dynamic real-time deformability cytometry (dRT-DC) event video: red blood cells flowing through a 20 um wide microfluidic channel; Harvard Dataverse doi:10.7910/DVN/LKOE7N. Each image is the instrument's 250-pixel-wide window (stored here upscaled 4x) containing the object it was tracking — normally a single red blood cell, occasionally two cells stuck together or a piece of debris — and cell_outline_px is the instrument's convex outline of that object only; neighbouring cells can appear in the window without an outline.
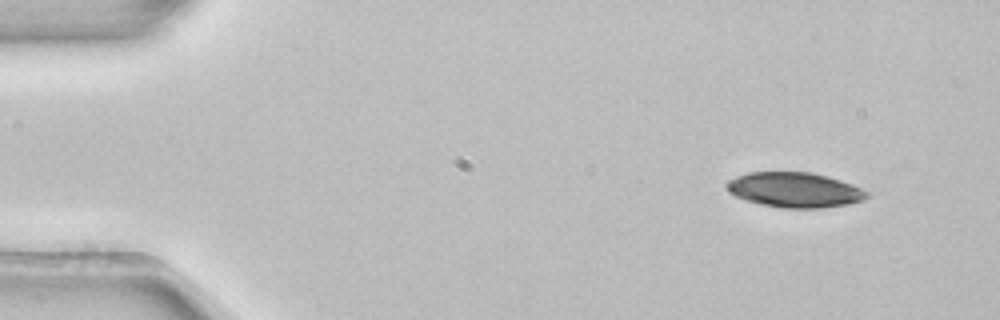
{"species": "common noctule bat (a hibernating species)", "species_latin": "Nyctalus noctula", "temperature_condition": "room temperature", "stored_images_in_passage": 4, "camera_frame_rate_fps": 3000, "um_per_image_px": 0.085, "animal": {"sex": "female", "body_mass_g": 22.7, "forearm_length_mm": 54.2}, "frame": {"image": 1, "passage_image": 1, "time_ms": 0.0, "image_size_px": [1000, 320], "cell_outline_px": [[872, 196], [864, 200], [848, 204], [820, 208], [784, 208], [760, 204], [744, 200], [728, 192], [728, 180], [736, 176], [748, 172], [812, 172], [828, 176], [840, 180], [860, 188], [868, 192]], "centroid_in_image_um": [67.56, 16.14], "position_along_channel_um": 17.4, "area_um2": 28.67}}
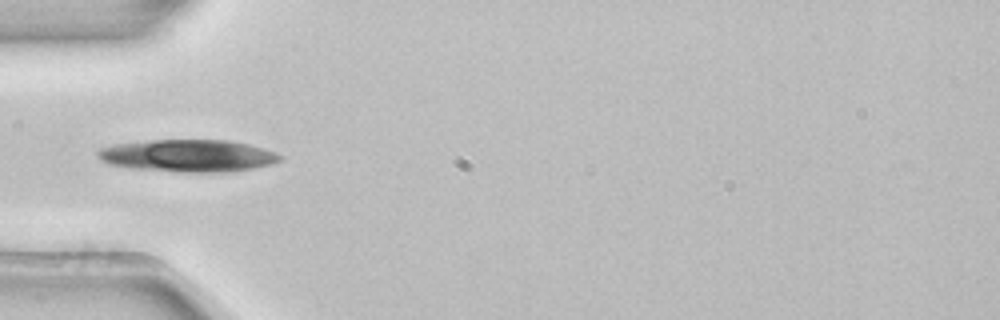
{"frame": {"image": 2, "passage_image": 4, "time_ms": 1.0, "image_size_px": [1000, 320], "cell_outline_px": [[284, 156], [280, 160], [272, 164], [232, 172], [180, 172], [132, 168], [108, 164], [100, 160], [96, 156], [96, 152], [100, 148], [116, 144], [152, 140], [228, 140], [248, 144], [264, 148], [276, 152]], "centroid_in_image_um": [15.99, 13.24], "position_along_channel_um": 69.0, "area_um2": 34.45}}